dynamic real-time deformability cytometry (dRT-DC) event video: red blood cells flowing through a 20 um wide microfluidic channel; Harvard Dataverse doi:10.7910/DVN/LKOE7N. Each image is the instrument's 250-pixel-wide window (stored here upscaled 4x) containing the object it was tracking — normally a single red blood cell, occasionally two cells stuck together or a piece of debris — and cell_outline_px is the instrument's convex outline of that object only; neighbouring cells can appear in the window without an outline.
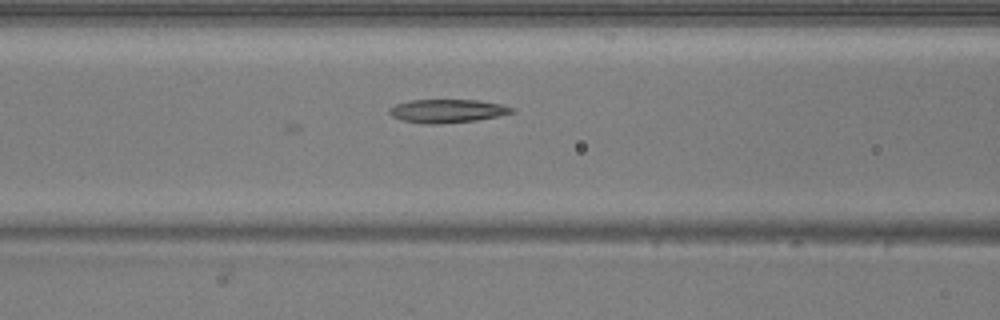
{"species": "common noctule bat (a hibernating species)", "species_latin": "Nyctalus noctula", "temperature_condition": "warm", "stored_images_in_passage": 7, "camera_frame_rate_fps": 3000, "um_per_image_px": 0.085, "animal": {"sex": "male", "body_mass_g": 20.5, "forearm_length_mm": 52.5}, "frame": {"image": 1, "passage_image": 7, "time_ms": 2.0, "image_size_px": [1000, 320], "cell_outline_px": [[516, 112], [500, 116], [476, 120], [440, 124], [424, 124], [404, 120], [392, 116], [388, 112], [388, 108], [396, 104], [408, 100], [480, 100], [500, 104], [516, 108]], "centroid_in_image_um": [38.05, 9.43], "position_along_channel_um": 128.6, "area_um2": 16.88}}